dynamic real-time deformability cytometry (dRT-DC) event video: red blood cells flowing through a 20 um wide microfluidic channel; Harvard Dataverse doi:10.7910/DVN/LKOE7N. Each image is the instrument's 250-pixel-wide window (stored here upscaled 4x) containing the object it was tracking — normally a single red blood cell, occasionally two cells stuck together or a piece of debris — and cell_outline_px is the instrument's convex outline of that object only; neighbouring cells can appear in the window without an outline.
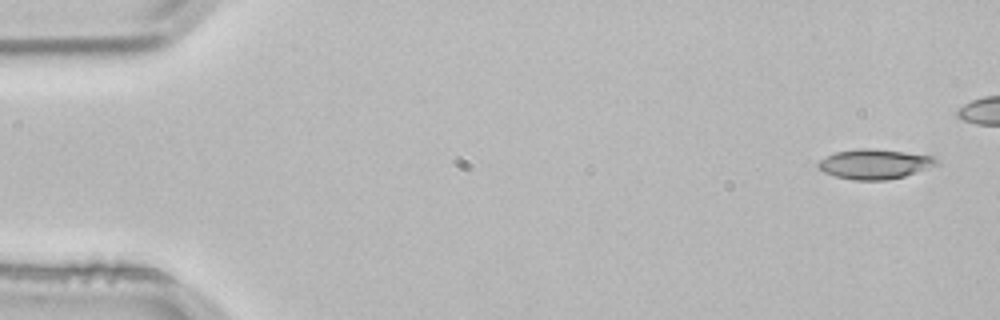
{"species": "common noctule bat (a hibernating species)", "species_latin": "Nyctalus noctula", "temperature_condition": "room temperature", "stored_images_in_passage": 4, "camera_frame_rate_fps": 3000, "um_per_image_px": 0.085, "animal": {"sex": "male", "body_mass_g": 21.5, "forearm_length_mm": 52.0}, "frame": {"image": 1, "passage_image": 1, "time_ms": 0.0, "image_size_px": [1000, 320], "cell_outline_px": [[940, 164], [904, 176], [884, 180], [852, 180], [836, 176], [824, 172], [820, 168], [820, 160], [836, 152], [860, 148], [868, 148], [904, 152], [932, 156], [940, 160]], "centroid_in_image_um": [74.39, 13.94], "position_along_channel_um": 10.6, "area_um2": 20.23}}